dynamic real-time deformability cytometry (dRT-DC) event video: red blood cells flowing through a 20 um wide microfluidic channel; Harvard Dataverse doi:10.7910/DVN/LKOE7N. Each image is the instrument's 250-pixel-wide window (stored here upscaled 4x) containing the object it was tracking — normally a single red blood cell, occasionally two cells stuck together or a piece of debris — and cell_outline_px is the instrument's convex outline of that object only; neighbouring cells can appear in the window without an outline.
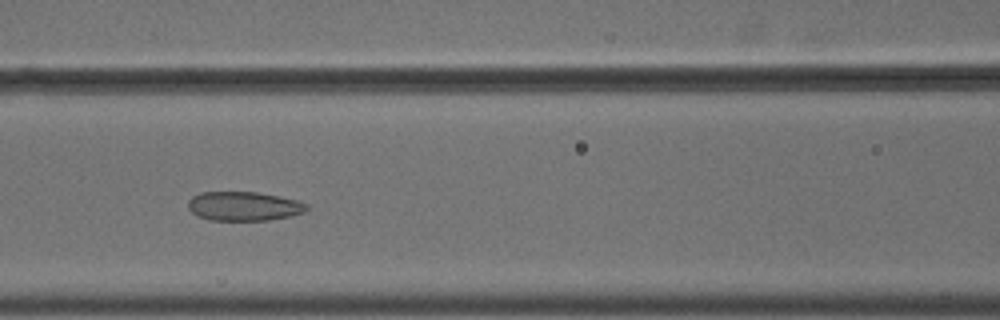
{"species": "common noctule bat (a hibernating species)", "species_latin": "Nyctalus noctula", "temperature_condition": "cold", "stored_images_in_passage": 56, "camera_frame_rate_fps": 3000, "um_per_image_px": 0.085, "animal": {"sex": "male", "body_mass_g": 18.8}, "frame": {"image": 1, "passage_image": 26, "time_ms": 8.333, "image_size_px": [1000, 320], "cell_outline_px": [[308, 212], [268, 220], [208, 220], [196, 216], [188, 208], [188, 200], [192, 196], [200, 192], [256, 192], [296, 200], [308, 204]], "centroid_in_image_um": [20.7, 17.53], "position_along_channel_um": 145.9, "area_um2": 20.17}}
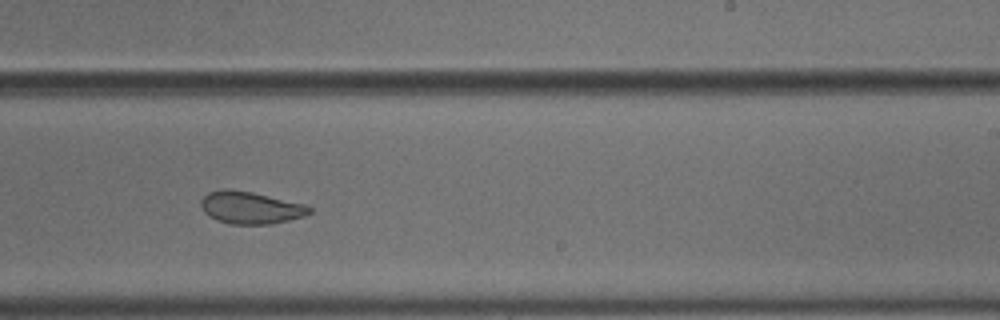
{"frame": {"image": 2, "passage_image": 36, "time_ms": 11.667, "image_size_px": [1000, 320], "cell_outline_px": [[312, 212], [304, 216], [272, 224], [228, 224], [216, 220], [208, 216], [204, 212], [200, 204], [200, 200], [208, 192], [224, 188], [228, 188], [252, 192], [308, 204], [312, 208]], "centroid_in_image_um": [21.3, 17.64], "position_along_channel_um": 267.7, "area_um2": 20.75}}
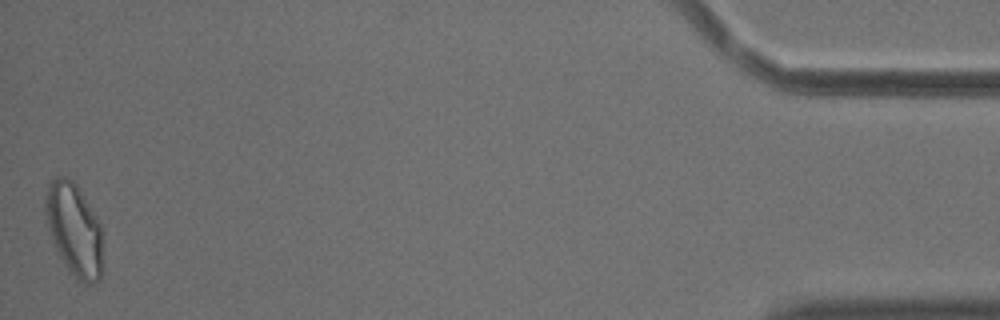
{"frame": {"image": 3, "passage_image": 56, "time_ms": 18.333, "image_size_px": [1000, 320], "cell_outline_px": [[100, 280], [92, 284], [84, 284], [76, 280], [68, 272], [52, 240], [48, 228], [44, 212], [44, 200], [48, 184], [56, 176], [64, 176], [72, 180], [76, 184], [96, 216], [100, 224]], "centroid_in_image_um": [6.25, 19.51], "position_along_channel_um": 428.9, "area_um2": 30.75}, "authors_computed_cell_mechanics": {"area_um2": 24.9407, "velocity_mm_per_s": 3.6596, "shape_relaxation_time_tau1_ms": null, "shape_relaxation_time_tau2_ms": 1.944, "deformation_change_tau1": null, "deformation_change_tau2": 0.0749}}